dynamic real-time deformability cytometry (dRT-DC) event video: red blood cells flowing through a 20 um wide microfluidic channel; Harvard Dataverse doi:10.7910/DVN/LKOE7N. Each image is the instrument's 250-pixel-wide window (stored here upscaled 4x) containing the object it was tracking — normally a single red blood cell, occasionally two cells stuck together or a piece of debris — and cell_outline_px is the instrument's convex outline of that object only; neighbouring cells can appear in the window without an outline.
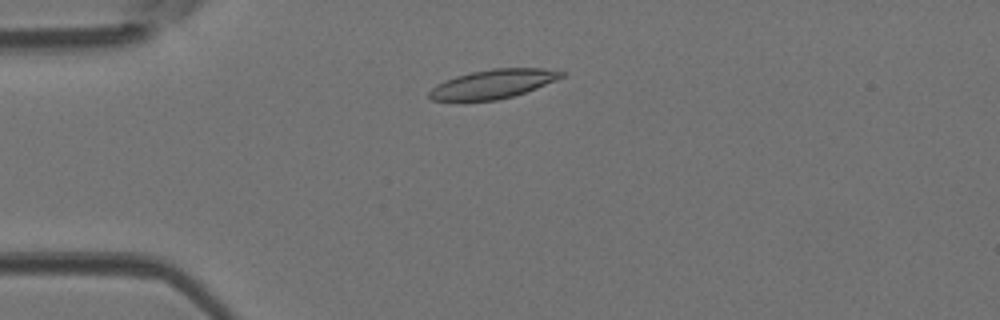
{"species": "Egyptian fruit bat (a non-hibernating species)", "species_latin": "Rousettus aegyptiacus", "temperature_condition": "room temperature", "stored_images_in_passage": 45, "camera_frame_rate_fps": 3000, "um_per_image_px": 0.085, "animal": {"sex": "female"}, "frame": {"image": 1, "passage_image": 9, "time_ms": 2.667, "image_size_px": [1000, 320], "cell_outline_px": [[564, 76], [556, 80], [536, 88], [512, 96], [496, 100], [432, 100], [428, 96], [428, 92], [436, 84], [444, 80], [456, 76], [472, 72], [492, 68], [540, 68], [564, 72]], "centroid_in_image_um": [41.88, 7.13], "position_along_channel_um": 43.1, "area_um2": 22.02}}
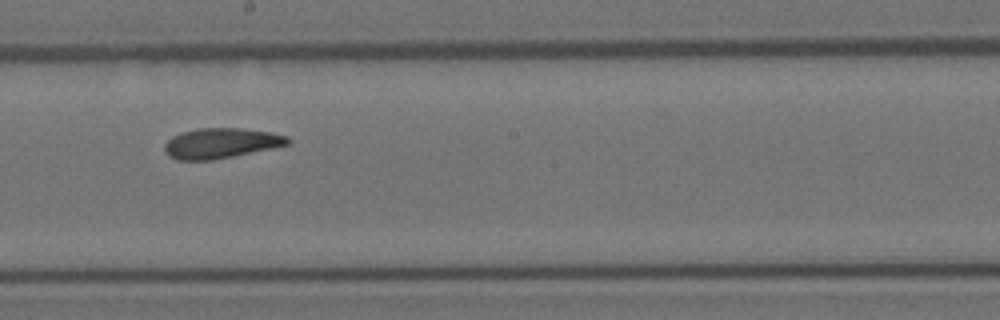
{"frame": {"image": 2, "passage_image": 24, "time_ms": 7.667, "image_size_px": [1000, 320], "cell_outline_px": [[292, 144], [212, 160], [176, 160], [168, 156], [164, 148], [164, 144], [172, 136], [180, 132], [200, 128], [240, 128], [268, 132], [288, 136], [292, 140]], "centroid_in_image_um": [18.78, 12.17], "position_along_channel_um": 229.4, "area_um2": 21.73}}
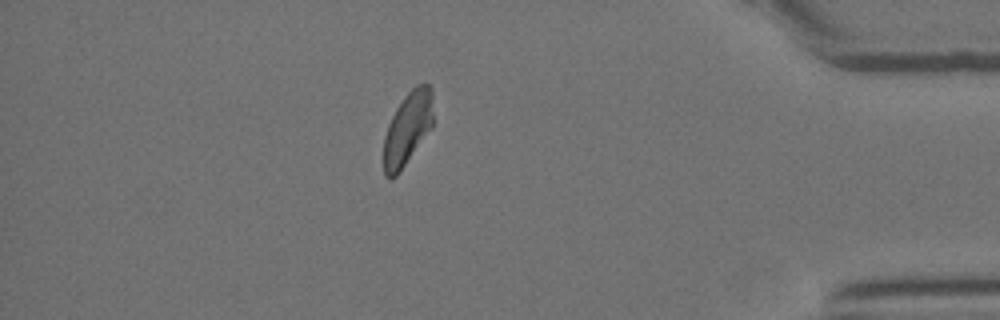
{"frame": {"image": 3, "passage_image": 39, "time_ms": 12.667, "image_size_px": [1000, 320], "cell_outline_px": [[432, 128], [400, 172], [392, 180], [384, 176], [384, 136], [388, 124], [396, 108], [404, 96], [416, 84], [428, 84], [432, 88]], "centroid_in_image_um": [34.64, 10.94], "position_along_channel_um": 400.6, "area_um2": 21.21}, "authors_computed_cell_mechanics": {"area_um2": 21.964, "velocity_mm_per_s": 4.1962, "shape_relaxation_time_tau1_ms": 6.8999, "shape_relaxation_time_tau2_ms": 2.918, "deformation_change_tau1": 0.1915, "deformation_change_tau2": 0.0838}}